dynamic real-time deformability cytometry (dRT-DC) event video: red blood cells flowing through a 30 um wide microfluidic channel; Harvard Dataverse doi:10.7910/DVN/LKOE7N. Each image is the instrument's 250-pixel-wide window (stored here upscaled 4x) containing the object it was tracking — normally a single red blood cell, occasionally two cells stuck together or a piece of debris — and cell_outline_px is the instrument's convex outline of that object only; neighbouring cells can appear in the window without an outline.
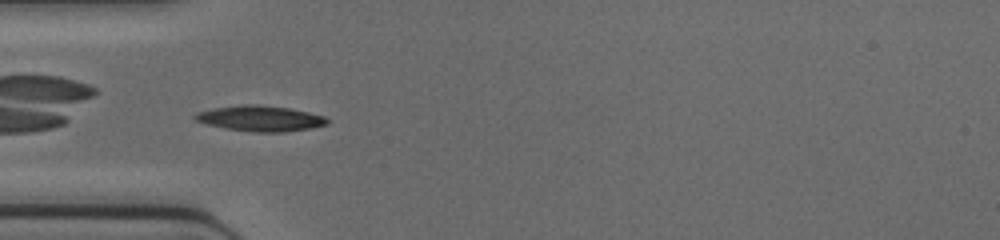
{"species": "common noctule bat (a hibernating species)", "species_latin": "Nyctalus noctula", "temperature_condition": "cold", "stored_images_in_passage": 33, "camera_frame_rate_fps": 3000, "um_per_image_px": 0.085, "animal": {"sex": "female", "body_mass_g": 17.0, "forearm_length_mm": 48.0}, "frame": {"image": 1, "passage_image": 1, "time_ms": 0.0, "image_size_px": [1000, 240], "cell_outline_px": [[328, 124], [312, 128], [284, 132], [256, 132], [228, 128], [208, 124], [196, 120], [192, 116], [196, 112], [212, 108], [244, 104], [260, 104], [288, 108], [308, 112], [324, 116], [328, 120]], "centroid_in_image_um": [22.13, 10.06], "position_along_channel_um": 62.9, "area_um2": 19.59}}
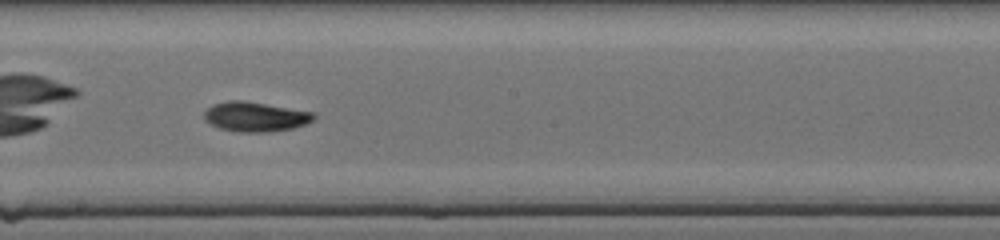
{"frame": {"image": 2, "passage_image": 12, "time_ms": 3.667, "image_size_px": [1000, 240], "cell_outline_px": [[316, 116], [312, 120], [304, 124], [292, 128], [264, 132], [240, 132], [220, 128], [204, 120], [204, 112], [212, 104], [228, 100], [240, 100], [316, 112]], "centroid_in_image_um": [21.69, 9.91], "position_along_channel_um": 226.5, "area_um2": 18.79}}
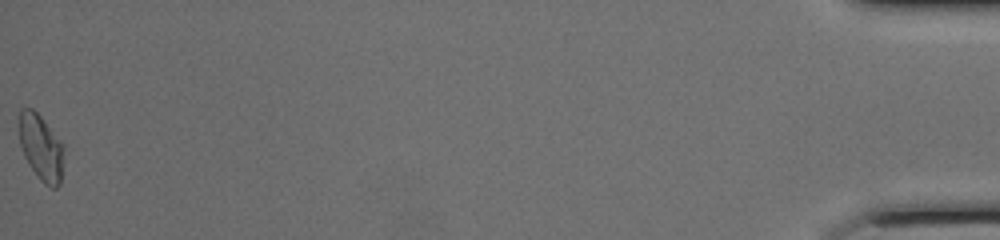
{"frame": {"image": 3, "passage_image": 33, "time_ms": 10.667, "image_size_px": [1000, 240], "cell_outline_px": [[64, 148], [60, 184], [56, 188], [52, 188], [44, 184], [40, 180], [28, 164], [24, 156], [20, 144], [20, 108], [32, 108], [40, 116], [64, 144]], "centroid_in_image_um": [3.5, 12.56], "position_along_channel_um": 431.7, "area_um2": 17.11}}